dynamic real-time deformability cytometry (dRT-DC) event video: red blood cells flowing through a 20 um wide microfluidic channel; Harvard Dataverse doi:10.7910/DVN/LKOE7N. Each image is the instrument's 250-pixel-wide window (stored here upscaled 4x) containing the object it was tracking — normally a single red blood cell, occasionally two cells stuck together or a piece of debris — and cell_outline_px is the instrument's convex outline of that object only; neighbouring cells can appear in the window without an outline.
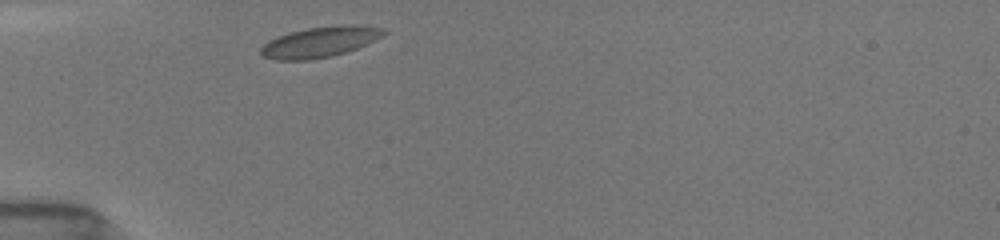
{"species": "common noctule bat (a hibernating species)", "species_latin": "Nyctalus noctula", "temperature_condition": "room temperature", "stored_images_in_passage": 11, "camera_frame_rate_fps": 3000, "um_per_image_px": 0.085, "animal": {"sex": "female", "body_mass_g": 19.5, "forearm_length_mm": 54.1}, "frame": {"image": 1, "passage_image": 1, "time_ms": 0.0, "image_size_px": [1000, 240], "cell_outline_px": [[388, 32], [384, 36], [356, 48], [332, 56], [308, 60], [276, 60], [260, 56], [260, 48], [268, 40], [292, 32], [308, 28], [340, 24], [356, 24], [384, 28]], "centroid_in_image_um": [27.21, 3.56], "position_along_channel_um": 57.8, "area_um2": 21.96}}
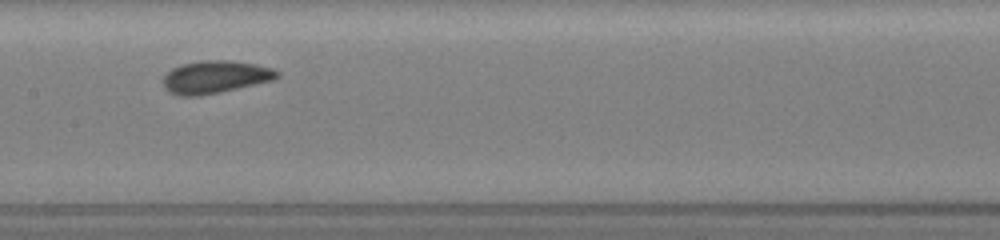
{"frame": {"image": 2, "passage_image": 5, "time_ms": 3.667, "image_size_px": [1000, 240], "cell_outline_px": [[280, 76], [272, 80], [220, 92], [200, 96], [180, 96], [168, 92], [164, 88], [164, 76], [172, 68], [180, 64], [200, 60], [228, 60], [256, 64], [272, 68], [280, 72]], "centroid_in_image_um": [18.27, 6.54], "position_along_channel_um": 189.1, "area_um2": 21.73}}
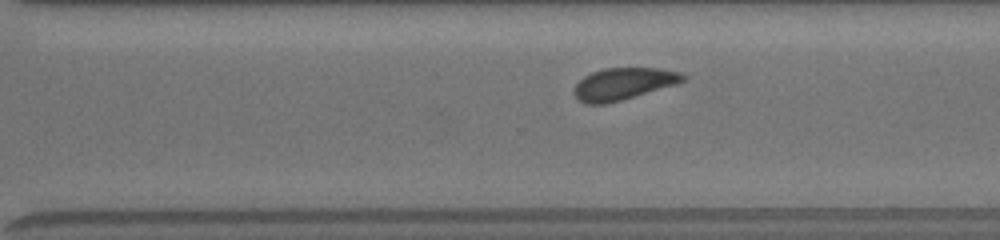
{"frame": {"image": 3, "passage_image": 10, "time_ms": 7.0, "image_size_px": [1000, 240], "cell_outline_px": [[688, 76], [684, 80], [676, 84], [620, 100], [604, 104], [584, 104], [576, 96], [576, 84], [584, 76], [592, 72], [604, 68], [660, 68], [680, 72]], "centroid_in_image_um": [53.01, 7.11], "position_along_channel_um": 317.6, "area_um2": 19.94}}